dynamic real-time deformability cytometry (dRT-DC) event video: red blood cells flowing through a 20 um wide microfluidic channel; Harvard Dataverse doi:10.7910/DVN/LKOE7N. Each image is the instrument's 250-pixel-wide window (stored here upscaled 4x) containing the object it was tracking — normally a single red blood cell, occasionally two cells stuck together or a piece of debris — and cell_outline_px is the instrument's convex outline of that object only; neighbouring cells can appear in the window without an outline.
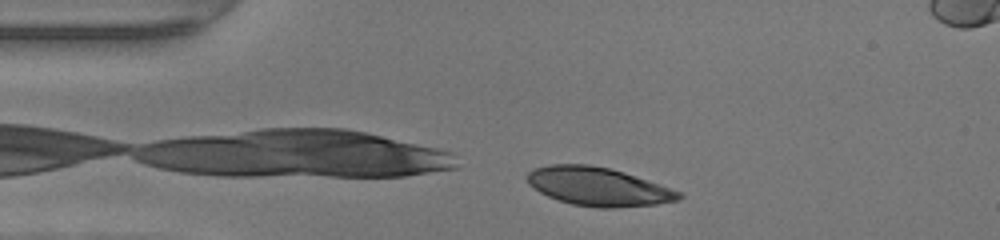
{"species": "human", "species_latin": "Homo sapiens", "temperature_condition": "warm", "stored_images_in_passage": 30, "camera_frame_rate_fps": 3000, "um_per_image_px": 0.085, "donor": {"sex": "female"}, "frame": {"image": 1, "passage_image": 2, "time_ms": 0.333, "image_size_px": [1000, 240], "cell_outline_px": [[684, 196], [680, 200], [656, 204], [616, 208], [600, 208], [572, 204], [548, 196], [540, 192], [528, 184], [524, 176], [528, 172], [536, 168], [552, 164], [588, 164], [608, 168], [624, 172], [680, 192]], "centroid_in_image_um": [50.82, 15.86], "position_along_channel_um": 34.2, "area_um2": 33.81}}
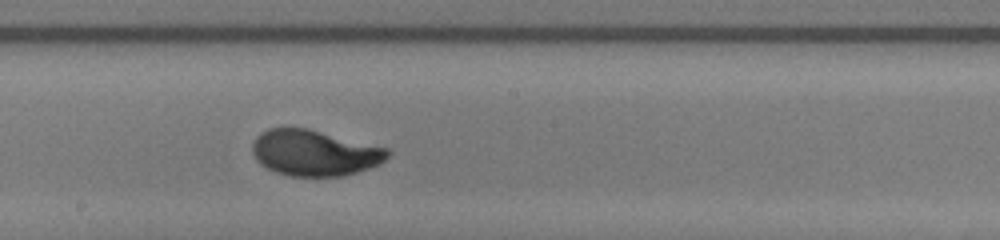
{"frame": {"image": 2, "passage_image": 18, "time_ms": 5.667, "image_size_px": [1000, 240], "cell_outline_px": [[392, 152], [380, 164], [356, 172], [340, 176], [288, 176], [276, 172], [260, 164], [256, 160], [252, 152], [252, 144], [256, 136], [260, 132], [268, 128], [308, 128], [388, 148]], "centroid_in_image_um": [26.71, 12.99], "position_along_channel_um": 221.5, "area_um2": 36.24}}
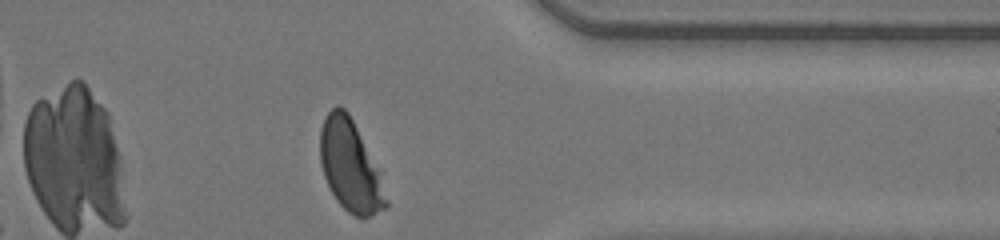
{"frame": {"image": 3, "passage_image": 30, "time_ms": 9.667, "image_size_px": [1000, 240], "cell_outline_px": [[388, 208], [372, 216], [356, 216], [348, 212], [336, 200], [324, 176], [320, 164], [320, 128], [324, 116], [336, 104], [340, 104], [348, 112], [356, 128], [376, 172], [388, 200]], "centroid_in_image_um": [29.7, 14.1], "position_along_channel_um": 381.7, "area_um2": 33.87}, "authors_computed_cell_mechanics": {"area_um2": 35.8649, "velocity_mm_per_s": 4.3022, "shape_relaxation_time_tau1_ms": 2.8687, "shape_relaxation_time_tau2_ms": null, "deformation_change_tau1": 0.1944, "deformation_change_tau2": null}}